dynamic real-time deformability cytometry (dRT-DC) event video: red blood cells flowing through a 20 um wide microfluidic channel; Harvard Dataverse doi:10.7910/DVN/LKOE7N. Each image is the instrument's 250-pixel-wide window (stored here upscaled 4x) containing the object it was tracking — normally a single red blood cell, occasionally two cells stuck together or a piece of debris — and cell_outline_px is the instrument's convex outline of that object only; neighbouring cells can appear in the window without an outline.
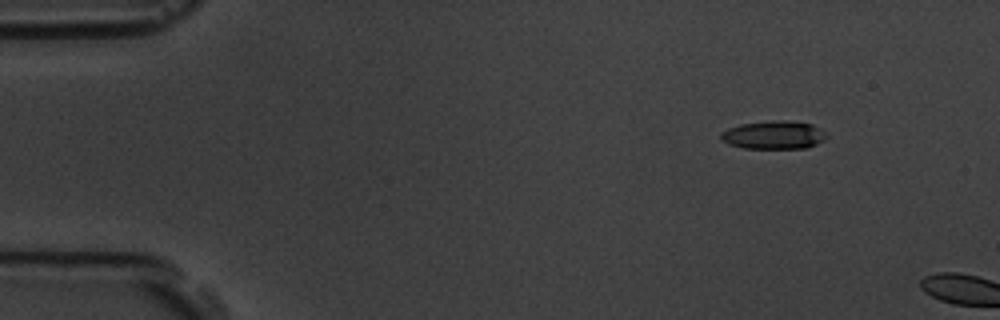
{"species": "common noctule bat (a hibernating species)", "species_latin": "Nyctalus noctula", "temperature_condition": "room temperature", "stored_images_in_passage": 2, "camera_frame_rate_fps": 3000, "um_per_image_px": 0.085, "animal": {"sex": "male", "body_mass_g": 19.5, "forearm_length_mm": 54.6}, "frame": {"image": 1, "passage_image": 1, "time_ms": 0.0, "image_size_px": [1000, 320], "cell_outline_px": [[828, 136], [824, 140], [808, 148], [744, 148], [728, 144], [720, 140], [720, 132], [728, 128], [740, 124], [776, 120], [784, 120], [812, 124], [820, 128]], "centroid_in_image_um": [65.75, 11.47], "position_along_channel_um": 19.3, "area_um2": 17.46}}